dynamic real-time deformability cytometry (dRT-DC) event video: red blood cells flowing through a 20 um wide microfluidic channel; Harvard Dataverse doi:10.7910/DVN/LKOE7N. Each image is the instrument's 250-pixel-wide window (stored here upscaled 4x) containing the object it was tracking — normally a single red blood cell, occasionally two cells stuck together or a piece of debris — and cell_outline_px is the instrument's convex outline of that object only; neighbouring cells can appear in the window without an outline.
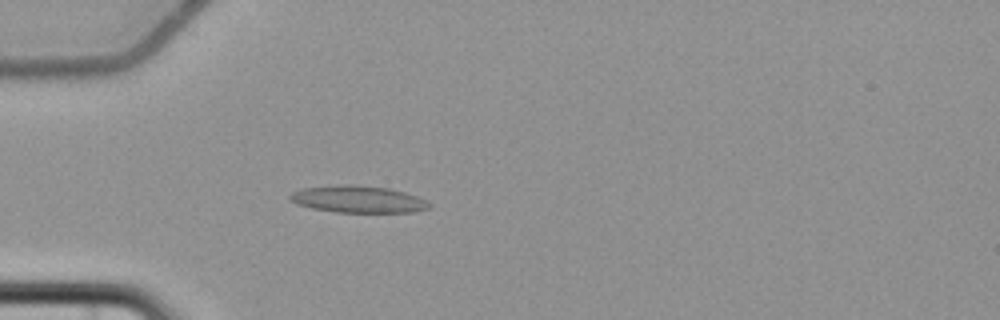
{"species": "common noctule bat (a hibernating species)", "species_latin": "Nyctalus noctula", "temperature_condition": "cold", "stored_images_in_passage": 5, "camera_frame_rate_fps": 3000, "um_per_image_px": 0.085, "animal": {"sex": "female", "body_mass_g": 22.7, "forearm_length_mm": 54.2}, "frame": {"image": 1, "passage_image": 5, "time_ms": 5.667, "image_size_px": [1000, 320], "cell_outline_px": [[432, 204], [428, 208], [412, 212], [336, 212], [312, 208], [296, 204], [288, 200], [288, 196], [292, 192], [300, 188], [344, 184], [348, 184], [388, 188], [404, 192], [416, 196]], "centroid_in_image_um": [30.37, 16.93], "position_along_channel_um": 54.6, "area_um2": 21.85}}